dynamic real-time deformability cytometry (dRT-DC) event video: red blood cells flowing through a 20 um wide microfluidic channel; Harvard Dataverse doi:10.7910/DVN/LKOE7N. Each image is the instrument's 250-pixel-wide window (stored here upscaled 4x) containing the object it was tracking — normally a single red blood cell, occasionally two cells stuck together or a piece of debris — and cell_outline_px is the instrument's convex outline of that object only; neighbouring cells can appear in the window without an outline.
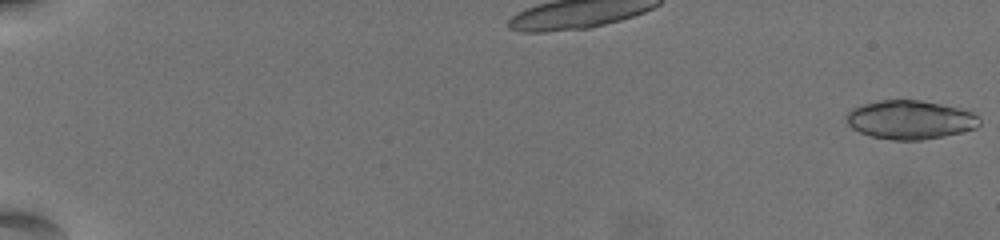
{"species": "common noctule bat (a hibernating species)", "species_latin": "Nyctalus noctula", "temperature_condition": "warm", "stored_images_in_passage": 62, "camera_frame_rate_fps": 3000, "um_per_image_px": 0.085, "animal": {"sex": "female", "body_mass_g": 19.5, "forearm_length_mm": 54.1}, "frame": {"image": 1, "passage_image": 1, "time_ms": 0.0, "image_size_px": [1000, 240], "cell_outline_px": [[980, 124], [976, 128], [944, 136], [924, 140], [892, 140], [872, 136], [860, 132], [852, 128], [848, 124], [848, 112], [852, 108], [864, 104], [880, 100], [920, 100], [960, 108], [972, 112], [980, 120]], "centroid_in_image_um": [77.38, 10.18], "position_along_channel_um": 7.6, "area_um2": 29.82}}
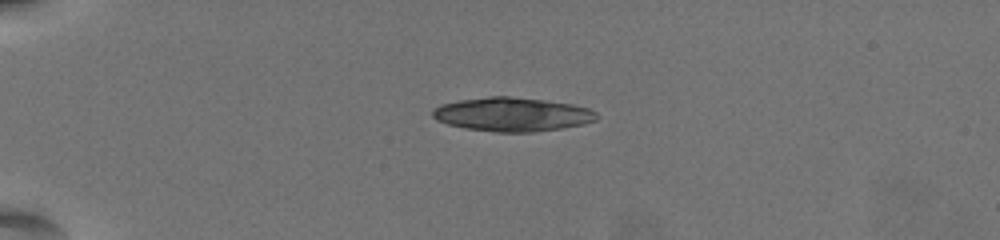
{"frame": {"image": 2, "passage_image": 18, "time_ms": 5.667, "image_size_px": [1000, 240], "cell_outline_px": [[596, 120], [584, 124], [560, 128], [532, 132], [496, 132], [464, 128], [448, 124], [436, 120], [432, 116], [432, 108], [440, 104], [460, 100], [488, 96], [508, 96], [544, 100], [572, 104], [588, 108], [596, 112]], "centroid_in_image_um": [43.5, 9.72], "position_along_channel_um": 41.5, "area_um2": 32.37}}